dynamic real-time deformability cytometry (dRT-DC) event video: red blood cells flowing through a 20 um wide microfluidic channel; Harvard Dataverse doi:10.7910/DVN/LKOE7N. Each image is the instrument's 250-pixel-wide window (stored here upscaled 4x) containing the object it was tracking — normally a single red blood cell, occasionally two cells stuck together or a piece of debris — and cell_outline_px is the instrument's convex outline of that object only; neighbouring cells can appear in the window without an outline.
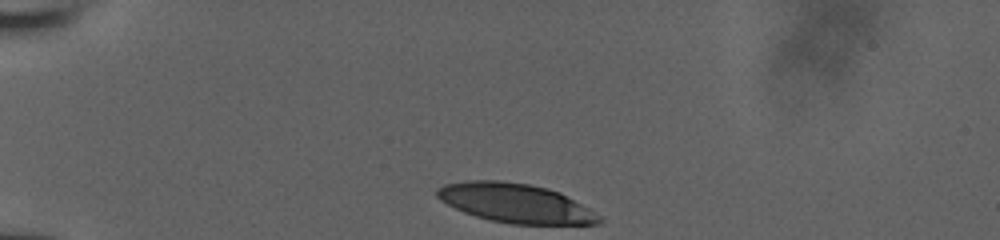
{"species": "human", "species_latin": "Homo sapiens", "temperature_condition": "room temperature", "stored_images_in_passage": 17, "camera_frame_rate_fps": 3000, "um_per_image_px": 0.085, "donor": {"sex": "male"}, "frame": {"image": 1, "passage_image": 1, "time_ms": 0.0, "image_size_px": [1000, 240], "cell_outline_px": [[604, 220], [600, 224], [512, 224], [488, 220], [464, 212], [440, 200], [436, 196], [436, 188], [444, 184], [468, 180], [500, 180], [528, 184], [548, 188], [560, 192], [588, 208], [600, 216]], "centroid_in_image_um": [43.81, 17.26], "position_along_channel_um": 41.2, "area_um2": 36.99}}
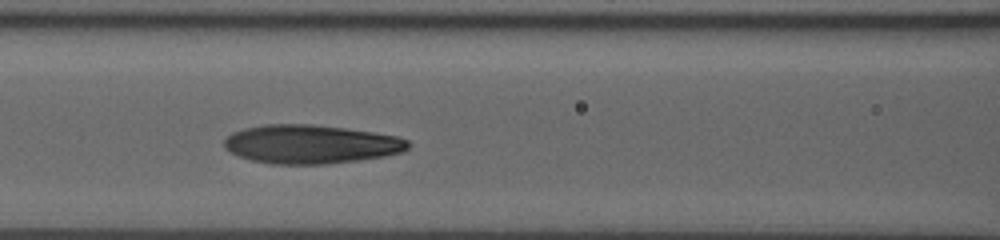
{"frame": {"image": 2, "passage_image": 12, "time_ms": 4.0, "image_size_px": [1000, 240], "cell_outline_px": [[412, 144], [404, 152], [384, 156], [356, 160], [324, 164], [272, 164], [252, 160], [240, 156], [224, 148], [224, 140], [232, 132], [244, 128], [264, 124], [312, 124], [344, 128], [372, 132], [396, 136], [408, 140]], "centroid_in_image_um": [26.42, 12.25], "position_along_channel_um": 140.2, "area_um2": 41.44}}
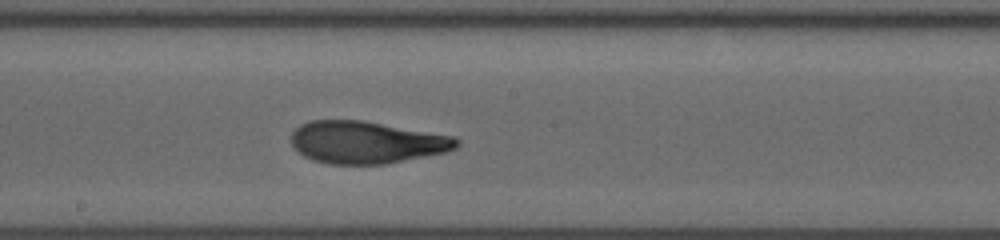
{"frame": {"image": 3, "passage_image": 17, "time_ms": 6.0, "image_size_px": [1000, 240], "cell_outline_px": [[460, 144], [456, 148], [444, 152], [384, 164], [328, 164], [312, 160], [296, 152], [292, 148], [292, 132], [300, 124], [308, 120], [364, 120], [456, 136], [460, 140]], "centroid_in_image_um": [31.13, 12.08], "position_along_channel_um": 217.1, "area_um2": 41.1}}